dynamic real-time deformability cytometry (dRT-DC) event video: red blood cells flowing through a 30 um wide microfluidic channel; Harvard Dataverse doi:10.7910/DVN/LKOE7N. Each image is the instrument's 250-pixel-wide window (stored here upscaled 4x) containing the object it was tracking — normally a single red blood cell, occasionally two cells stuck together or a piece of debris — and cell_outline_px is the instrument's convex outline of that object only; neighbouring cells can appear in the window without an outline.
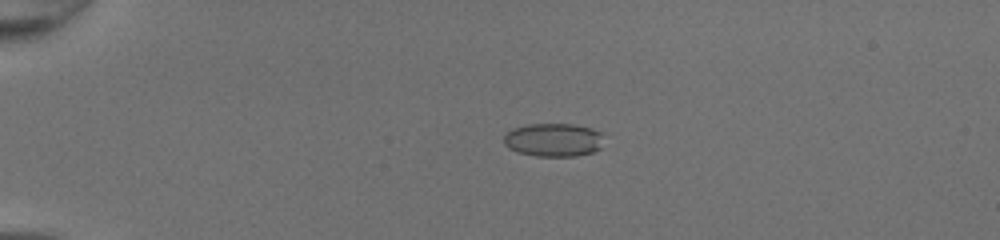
{"species": "common noctule bat (a hibernating species)", "species_latin": "Nyctalus noctula", "temperature_condition": "room temperature", "stored_images_in_passage": 52, "camera_frame_rate_fps": 3000, "um_per_image_px": 0.085, "animal": {"sex": "female", "body_mass_g": 20.0, "forearm_length_mm": 54.0}, "frame": {"image": 1, "passage_image": 14, "time_ms": 4.333, "image_size_px": [1000, 240], "cell_outline_px": [[600, 148], [592, 152], [576, 156], [536, 156], [516, 152], [508, 148], [504, 144], [504, 136], [512, 128], [528, 124], [572, 124], [592, 128], [600, 132]], "centroid_in_image_um": [46.99, 11.89], "position_along_channel_um": 38.0, "area_um2": 19.36}}
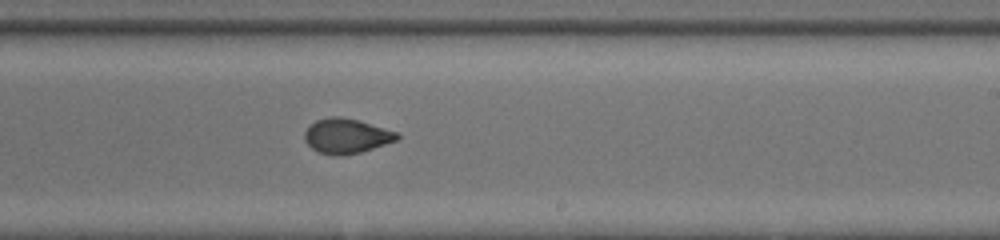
{"frame": {"image": 2, "passage_image": 34, "time_ms": 11.0, "image_size_px": [1000, 240], "cell_outline_px": [[400, 136], [396, 140], [360, 152], [344, 156], [332, 156], [316, 152], [304, 140], [304, 132], [316, 120], [328, 116], [340, 116], [360, 120], [400, 132]], "centroid_in_image_um": [29.44, 11.55], "position_along_channel_um": 259.6, "area_um2": 19.07}}
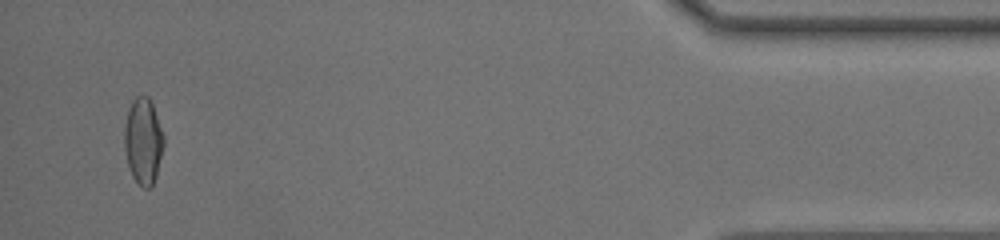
{"frame": {"image": 3, "passage_image": 50, "time_ms": 16.333, "image_size_px": [1000, 240], "cell_outline_px": [[164, 144], [156, 176], [152, 188], [144, 188], [132, 176], [128, 164], [124, 148], [124, 128], [128, 108], [132, 100], [136, 96], [148, 96], [152, 104], [164, 136]], "centroid_in_image_um": [12.16, 11.99], "position_along_channel_um": 423.0, "area_um2": 19.71}}